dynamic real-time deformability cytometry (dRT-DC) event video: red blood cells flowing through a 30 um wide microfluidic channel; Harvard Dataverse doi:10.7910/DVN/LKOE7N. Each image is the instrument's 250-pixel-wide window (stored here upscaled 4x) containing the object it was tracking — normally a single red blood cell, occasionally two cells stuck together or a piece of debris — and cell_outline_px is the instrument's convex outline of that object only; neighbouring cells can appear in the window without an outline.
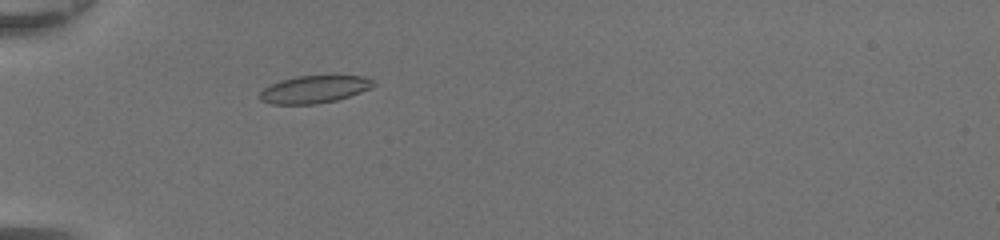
{"species": "common noctule bat (a hibernating species)", "species_latin": "Nyctalus noctula", "temperature_condition": "room temperature", "stored_images_in_passage": 43, "camera_frame_rate_fps": 3000, "um_per_image_px": 0.085, "animal": {"sex": "female", "body_mass_g": 20.0, "forearm_length_mm": 54.0}, "frame": {"image": 1, "passage_image": 11, "time_ms": 3.333, "image_size_px": [1000, 240], "cell_outline_px": [[376, 84], [372, 88], [336, 100], [316, 104], [272, 104], [260, 100], [256, 96], [264, 88], [280, 80], [296, 76], [364, 76], [372, 80]], "centroid_in_image_um": [26.68, 7.6], "position_along_channel_um": 58.3, "area_um2": 18.15}}
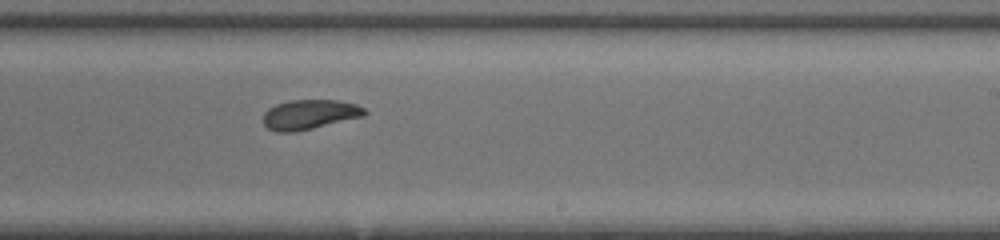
{"frame": {"image": 2, "passage_image": 26, "time_ms": 8.333, "image_size_px": [1000, 240], "cell_outline_px": [[368, 112], [364, 116], [296, 132], [276, 132], [268, 128], [264, 124], [264, 112], [268, 108], [276, 104], [292, 100], [336, 100], [356, 104], [364, 108]], "centroid_in_image_um": [26.31, 9.73], "position_along_channel_um": 262.7, "area_um2": 17.51}}
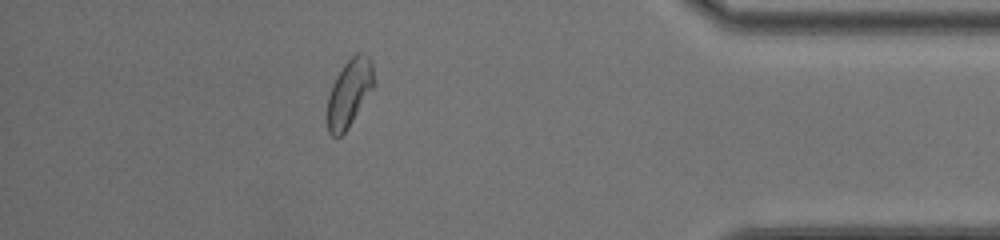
{"frame": {"image": 3, "passage_image": 38, "time_ms": 12.333, "image_size_px": [1000, 240], "cell_outline_px": [[372, 88], [352, 120], [344, 132], [340, 136], [332, 136], [328, 132], [328, 96], [332, 84], [336, 76], [344, 64], [356, 52], [364, 52], [372, 60]], "centroid_in_image_um": [29.66, 7.85], "position_along_channel_um": 405.5, "area_um2": 17.69}, "authors_computed_cell_mechanics": {"area_um2": 18.1492, "velocity_mm_per_s": 4.3647, "shape_relaxation_time_tau1_ms": 2.9008, "shape_relaxation_time_tau2_ms": 1.0694, "deformation_change_tau1": 0.1245, "deformation_change_tau2": 0.0542}}